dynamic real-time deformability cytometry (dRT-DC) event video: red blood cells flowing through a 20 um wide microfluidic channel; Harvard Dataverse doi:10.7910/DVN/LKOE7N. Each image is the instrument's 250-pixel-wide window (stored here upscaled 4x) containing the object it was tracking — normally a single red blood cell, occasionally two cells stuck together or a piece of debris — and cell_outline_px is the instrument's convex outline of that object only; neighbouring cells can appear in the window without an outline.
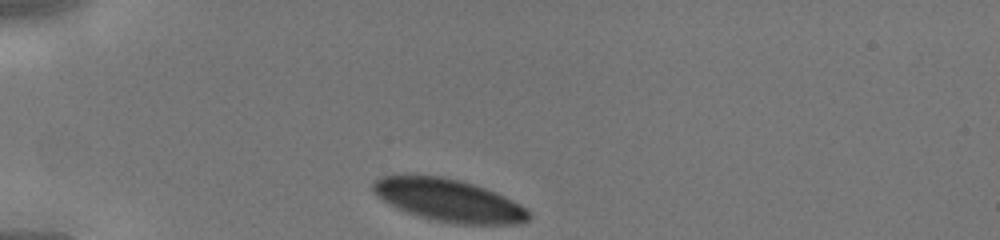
{"species": "human", "species_latin": "Homo sapiens", "temperature_condition": "cold", "stored_images_in_passage": 27, "camera_frame_rate_fps": 3000, "um_per_image_px": 0.085, "donor": {"sex": "male"}, "frame": {"image": 1, "passage_image": 1, "time_ms": 0.0, "image_size_px": [1000, 240], "cell_outline_px": [[532, 216], [528, 220], [520, 224], [456, 224], [436, 220], [420, 216], [408, 212], [376, 196], [372, 192], [372, 180], [380, 176], [440, 176], [460, 180], [484, 188], [504, 196], [528, 208]], "centroid_in_image_um": [38.18, 17.03], "position_along_channel_um": 46.8, "area_um2": 38.21}}
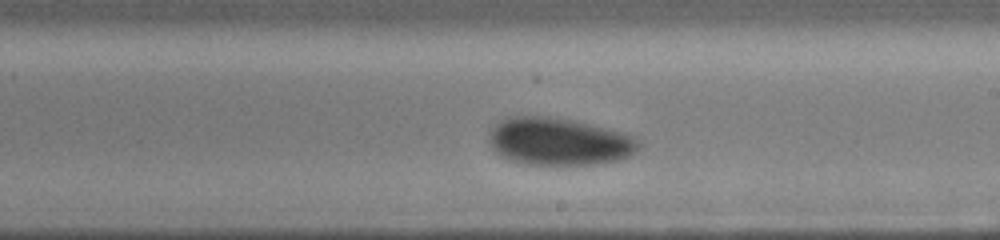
{"frame": {"image": 2, "passage_image": 16, "time_ms": 5.0, "image_size_px": [1000, 240], "cell_outline_px": [[640, 148], [632, 156], [620, 160], [604, 164], [520, 164], [508, 160], [500, 156], [492, 148], [488, 140], [488, 132], [500, 120], [508, 116], [548, 116], [572, 120], [624, 132], [640, 140]], "centroid_in_image_um": [47.51, 12.04], "position_along_channel_um": 241.5, "area_um2": 42.08}}
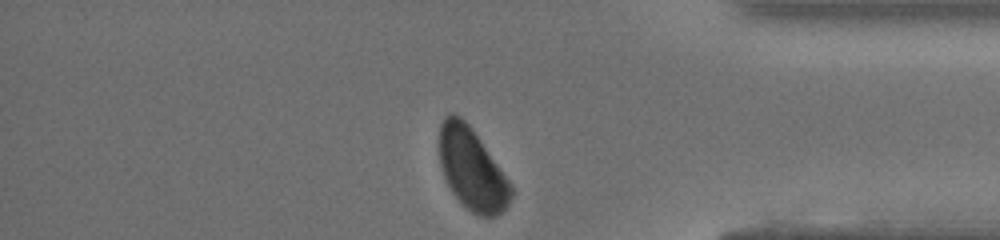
{"frame": {"image": 3, "passage_image": 27, "time_ms": 8.667, "image_size_px": [1000, 240], "cell_outline_px": [[512, 196], [508, 208], [496, 216], [480, 216], [472, 212], [452, 192], [444, 176], [440, 164], [440, 124], [444, 116], [452, 112], [460, 116], [472, 128], [508, 180], [512, 188]], "centroid_in_image_um": [40.12, 14.37], "position_along_channel_um": 395.1, "area_um2": 33.7}}